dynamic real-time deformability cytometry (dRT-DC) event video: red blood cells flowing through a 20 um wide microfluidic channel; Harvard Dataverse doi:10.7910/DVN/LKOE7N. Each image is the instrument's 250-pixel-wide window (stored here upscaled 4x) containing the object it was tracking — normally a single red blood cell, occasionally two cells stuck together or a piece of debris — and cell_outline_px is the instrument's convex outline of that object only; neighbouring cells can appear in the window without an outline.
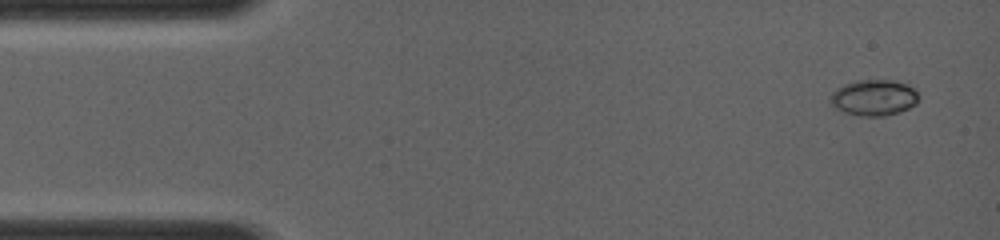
{"species": "common noctule bat (a hibernating species)", "species_latin": "Nyctalus noctula", "temperature_condition": "room temperature", "stored_images_in_passage": 6, "camera_frame_rate_fps": 4000, "um_per_image_px": 0.085, "animal": {"sex": "female", "body_mass_g": 19.0, "forearm_length_mm": 56.7}, "frame": {"image": 1, "passage_image": 1, "time_ms": 0.0, "image_size_px": [1000, 240], "cell_outline_px": [[920, 96], [916, 104], [900, 112], [884, 116], [860, 116], [844, 112], [832, 108], [828, 100], [832, 92], [836, 88], [844, 84], [860, 80], [896, 80], [908, 84]], "centroid_in_image_um": [74.25, 8.3], "position_along_channel_um": 10.8, "area_um2": 18.84}}
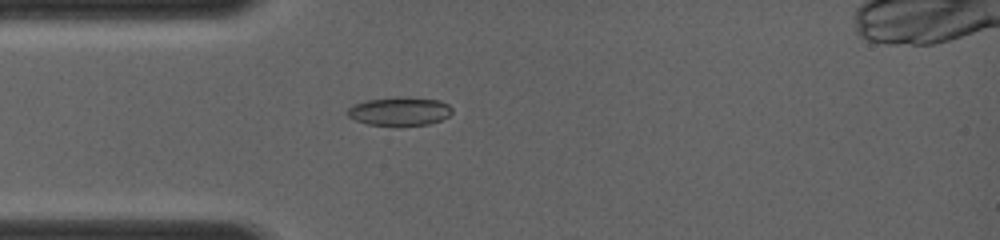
{"frame": {"image": 2, "passage_image": 6, "time_ms": 3.0, "image_size_px": [1000, 240], "cell_outline_px": [[452, 112], [448, 116], [440, 120], [428, 124], [368, 124], [356, 120], [348, 116], [348, 108], [352, 104], [364, 100], [396, 96], [440, 100], [448, 104], [452, 108]], "centroid_in_image_um": [33.95, 9.42], "position_along_channel_um": 51.0, "area_um2": 17.17}}